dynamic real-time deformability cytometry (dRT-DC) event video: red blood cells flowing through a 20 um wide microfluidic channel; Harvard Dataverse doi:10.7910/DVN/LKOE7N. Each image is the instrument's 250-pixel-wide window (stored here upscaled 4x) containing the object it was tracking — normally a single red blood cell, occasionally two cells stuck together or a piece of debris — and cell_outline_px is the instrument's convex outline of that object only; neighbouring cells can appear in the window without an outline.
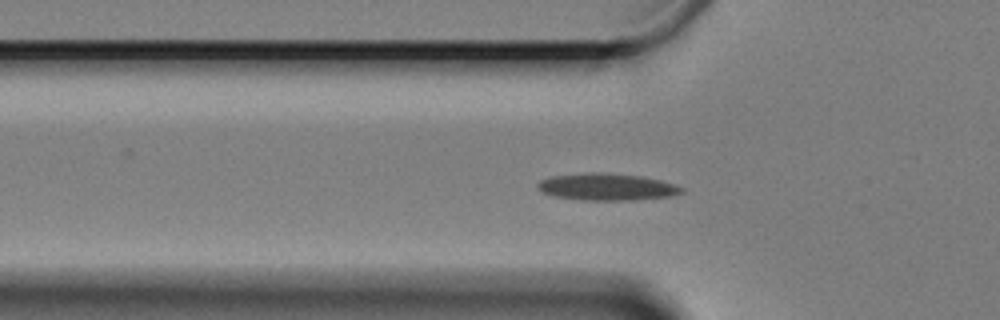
{"species": "Egyptian fruit bat (a non-hibernating species)", "species_latin": "Rousettus aegyptiacus", "temperature_condition": "cold", "stored_images_in_passage": 52, "camera_frame_rate_fps": 3000, "um_per_image_px": 0.085, "animal": {"sex": "female"}, "frame": {"image": 1, "passage_image": 10, "time_ms": 3.0, "image_size_px": [1000, 320], "cell_outline_px": [[684, 192], [672, 196], [636, 200], [580, 200], [552, 196], [536, 188], [536, 184], [540, 180], [552, 176], [592, 172], [600, 172], [640, 176], [660, 180], [684, 188]], "centroid_in_image_um": [51.56, 15.89], "position_along_channel_um": 74.2, "area_um2": 22.66}}
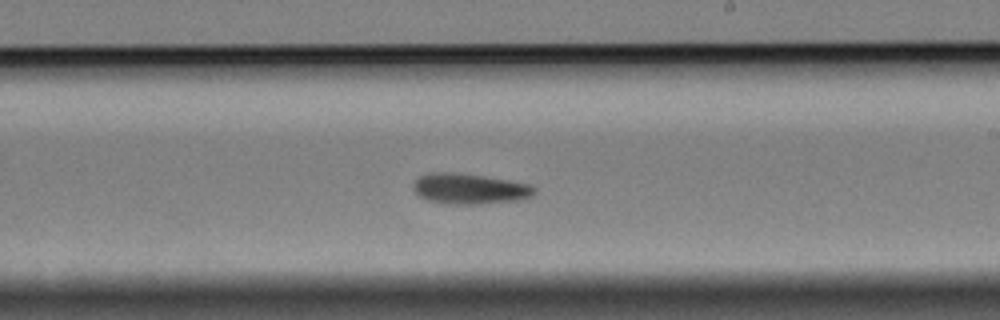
{"frame": {"image": 2, "passage_image": 26, "time_ms": 8.333, "image_size_px": [1000, 320], "cell_outline_px": [[536, 192], [532, 196], [520, 200], [476, 204], [448, 204], [428, 200], [416, 196], [412, 184], [420, 176], [428, 172], [452, 172], [484, 176], [532, 184], [536, 188]], "centroid_in_image_um": [39.91, 16.04], "position_along_channel_um": 249.1, "area_um2": 21.79}}
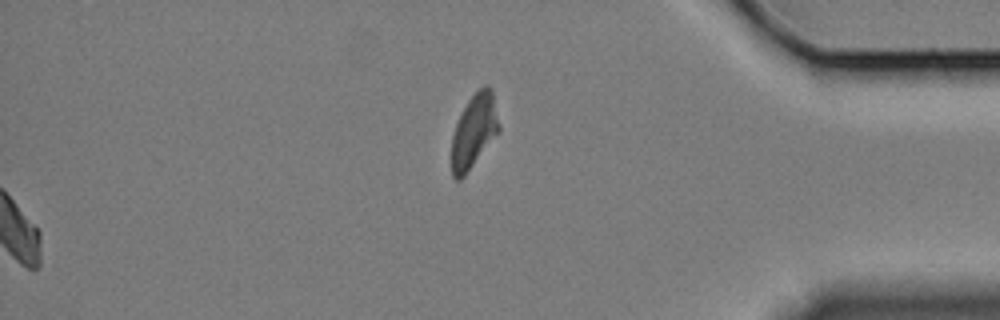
{"frame": {"image": 3, "passage_image": 52, "time_ms": 17.0, "image_size_px": [1000, 320], "cell_outline_px": [[500, 132], [464, 176], [460, 180], [456, 180], [452, 176], [452, 136], [456, 124], [468, 100], [484, 84], [488, 84], [492, 88], [500, 124]], "centroid_in_image_um": [40.32, 11.13], "position_along_channel_um": 394.9, "area_um2": 20.4}, "authors_computed_cell_mechanics": {"area_um2": 20.23, "velocity_mm_per_s": 3.2695, "shape_relaxation_time_tau1_ms": 7.2018, "shape_relaxation_time_tau2_ms": null, "deformation_change_tau1": 0.14, "deformation_change_tau2": null}}